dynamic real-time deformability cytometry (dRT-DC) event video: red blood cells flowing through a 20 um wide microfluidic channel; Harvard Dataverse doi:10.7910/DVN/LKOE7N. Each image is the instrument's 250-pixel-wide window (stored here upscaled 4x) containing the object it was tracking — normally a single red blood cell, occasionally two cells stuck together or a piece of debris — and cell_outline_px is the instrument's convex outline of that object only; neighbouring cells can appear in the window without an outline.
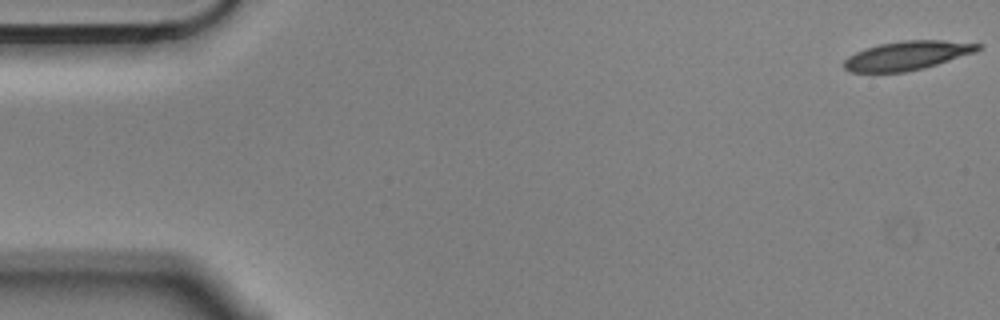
{"species": "Egyptian fruit bat (a non-hibernating species)", "species_latin": "Rousettus aegyptiacus", "temperature_condition": "cold", "stored_images_in_passage": 4, "segment_of_instrument_passage": [2, 2], "camera_frame_rate_fps": 3000, "um_per_image_px": 0.085, "animal": {"sex": "male"}, "frame": {"image": 1, "passage_image": 4, "time_ms": 1.0, "image_size_px": [1000, 320], "cell_outline_px": [[984, 44], [976, 52], [924, 68], [904, 72], [848, 72], [844, 68], [844, 60], [848, 56], [856, 52], [880, 44], [904, 40], [944, 40]], "centroid_in_image_um": [77.13, 4.72], "position_along_channel_um": 7.9, "area_um2": 22.48}}